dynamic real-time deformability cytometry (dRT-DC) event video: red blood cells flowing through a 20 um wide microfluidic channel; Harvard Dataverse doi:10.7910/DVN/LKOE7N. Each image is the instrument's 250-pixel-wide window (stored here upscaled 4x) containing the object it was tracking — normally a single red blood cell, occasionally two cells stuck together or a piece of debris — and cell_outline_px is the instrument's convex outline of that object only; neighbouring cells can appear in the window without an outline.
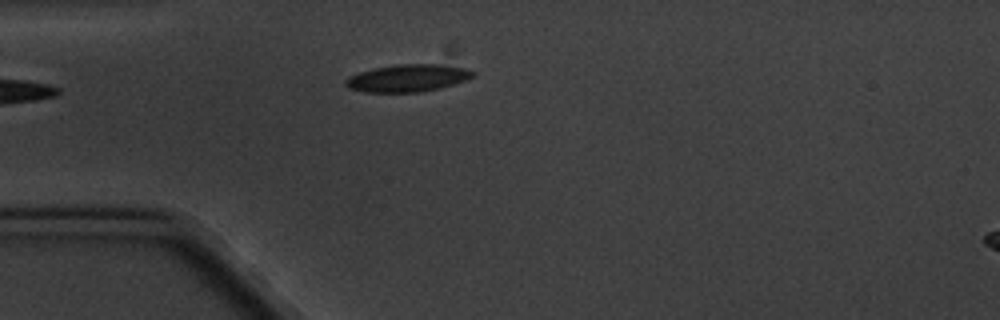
{"species": "common noctule bat (a hibernating species)", "species_latin": "Nyctalus noctula", "temperature_condition": "cold", "stored_images_in_passage": 5, "camera_frame_rate_fps": 3000, "um_per_image_px": 0.085, "animal": {"sex": "male", "body_mass_g": 20.1, "forearm_length_mm": 53.5}, "frame": {"image": 1, "passage_image": 5, "time_ms": 4.333, "image_size_px": [1000, 320], "cell_outline_px": [[476, 76], [440, 88], [420, 92], [364, 92], [348, 88], [344, 84], [344, 80], [348, 76], [372, 68], [396, 64], [436, 64], [464, 68], [476, 72]], "centroid_in_image_um": [34.61, 6.63], "position_along_channel_um": 50.4, "area_um2": 20.35}}